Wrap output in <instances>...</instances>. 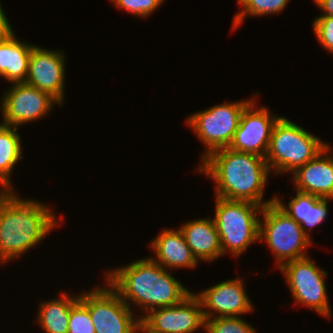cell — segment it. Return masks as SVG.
Listing matches in <instances>:
<instances>
[{
  "instance_id": "cell-23",
  "label": "cell",
  "mask_w": 333,
  "mask_h": 333,
  "mask_svg": "<svg viewBox=\"0 0 333 333\" xmlns=\"http://www.w3.org/2000/svg\"><path fill=\"white\" fill-rule=\"evenodd\" d=\"M239 317L205 319L206 333H256L255 328Z\"/></svg>"
},
{
  "instance_id": "cell-18",
  "label": "cell",
  "mask_w": 333,
  "mask_h": 333,
  "mask_svg": "<svg viewBox=\"0 0 333 333\" xmlns=\"http://www.w3.org/2000/svg\"><path fill=\"white\" fill-rule=\"evenodd\" d=\"M33 44L21 42L11 31L0 41V77L11 83L25 82Z\"/></svg>"
},
{
  "instance_id": "cell-25",
  "label": "cell",
  "mask_w": 333,
  "mask_h": 333,
  "mask_svg": "<svg viewBox=\"0 0 333 333\" xmlns=\"http://www.w3.org/2000/svg\"><path fill=\"white\" fill-rule=\"evenodd\" d=\"M118 8L125 10L132 15L138 17H148L158 7H160L165 0H110Z\"/></svg>"
},
{
  "instance_id": "cell-21",
  "label": "cell",
  "mask_w": 333,
  "mask_h": 333,
  "mask_svg": "<svg viewBox=\"0 0 333 333\" xmlns=\"http://www.w3.org/2000/svg\"><path fill=\"white\" fill-rule=\"evenodd\" d=\"M13 126L0 127V191H13L10 175L14 165L23 157L21 135ZM3 188V189H2Z\"/></svg>"
},
{
  "instance_id": "cell-5",
  "label": "cell",
  "mask_w": 333,
  "mask_h": 333,
  "mask_svg": "<svg viewBox=\"0 0 333 333\" xmlns=\"http://www.w3.org/2000/svg\"><path fill=\"white\" fill-rule=\"evenodd\" d=\"M215 217L212 218L219 234L222 253L228 251L238 257L259 241V217L263 207L244 200L215 197ZM258 214V215H257Z\"/></svg>"
},
{
  "instance_id": "cell-19",
  "label": "cell",
  "mask_w": 333,
  "mask_h": 333,
  "mask_svg": "<svg viewBox=\"0 0 333 333\" xmlns=\"http://www.w3.org/2000/svg\"><path fill=\"white\" fill-rule=\"evenodd\" d=\"M289 201L288 206L284 205L282 199L275 196V202L280 208L299 223L303 232L311 238L308 231L325 221L328 215L329 199L320 198L312 194L296 191V196ZM309 230H308V228ZM307 228V229H306Z\"/></svg>"
},
{
  "instance_id": "cell-14",
  "label": "cell",
  "mask_w": 333,
  "mask_h": 333,
  "mask_svg": "<svg viewBox=\"0 0 333 333\" xmlns=\"http://www.w3.org/2000/svg\"><path fill=\"white\" fill-rule=\"evenodd\" d=\"M246 293L242 279L238 277L222 281L196 295L201 301L204 319H211L213 317H239V315L253 311V302ZM205 308L208 309L205 310Z\"/></svg>"
},
{
  "instance_id": "cell-9",
  "label": "cell",
  "mask_w": 333,
  "mask_h": 333,
  "mask_svg": "<svg viewBox=\"0 0 333 333\" xmlns=\"http://www.w3.org/2000/svg\"><path fill=\"white\" fill-rule=\"evenodd\" d=\"M310 257L291 260L279 269L285 275L295 303L306 305L325 318L331 316L324 278L327 272L319 268Z\"/></svg>"
},
{
  "instance_id": "cell-2",
  "label": "cell",
  "mask_w": 333,
  "mask_h": 333,
  "mask_svg": "<svg viewBox=\"0 0 333 333\" xmlns=\"http://www.w3.org/2000/svg\"><path fill=\"white\" fill-rule=\"evenodd\" d=\"M115 269L105 273L106 283L130 308L134 303L145 312H150L174 306L191 293L172 276V272H168L151 258L138 259Z\"/></svg>"
},
{
  "instance_id": "cell-4",
  "label": "cell",
  "mask_w": 333,
  "mask_h": 333,
  "mask_svg": "<svg viewBox=\"0 0 333 333\" xmlns=\"http://www.w3.org/2000/svg\"><path fill=\"white\" fill-rule=\"evenodd\" d=\"M328 145L282 116L273 128L265 160L273 174H293Z\"/></svg>"
},
{
  "instance_id": "cell-7",
  "label": "cell",
  "mask_w": 333,
  "mask_h": 333,
  "mask_svg": "<svg viewBox=\"0 0 333 333\" xmlns=\"http://www.w3.org/2000/svg\"><path fill=\"white\" fill-rule=\"evenodd\" d=\"M252 100L225 102L196 112L186 119L207 149L201 161L211 152L229 146L238 129L242 112Z\"/></svg>"
},
{
  "instance_id": "cell-3",
  "label": "cell",
  "mask_w": 333,
  "mask_h": 333,
  "mask_svg": "<svg viewBox=\"0 0 333 333\" xmlns=\"http://www.w3.org/2000/svg\"><path fill=\"white\" fill-rule=\"evenodd\" d=\"M52 209L15 191H0V263L18 258L59 226ZM6 261V262H5Z\"/></svg>"
},
{
  "instance_id": "cell-10",
  "label": "cell",
  "mask_w": 333,
  "mask_h": 333,
  "mask_svg": "<svg viewBox=\"0 0 333 333\" xmlns=\"http://www.w3.org/2000/svg\"><path fill=\"white\" fill-rule=\"evenodd\" d=\"M138 318L142 333H194L205 327L201 301L193 292L174 306L153 309Z\"/></svg>"
},
{
  "instance_id": "cell-11",
  "label": "cell",
  "mask_w": 333,
  "mask_h": 333,
  "mask_svg": "<svg viewBox=\"0 0 333 333\" xmlns=\"http://www.w3.org/2000/svg\"><path fill=\"white\" fill-rule=\"evenodd\" d=\"M2 97L1 109L4 126L18 128L25 123L47 116L59 103L48 93L21 82L12 83Z\"/></svg>"
},
{
  "instance_id": "cell-27",
  "label": "cell",
  "mask_w": 333,
  "mask_h": 333,
  "mask_svg": "<svg viewBox=\"0 0 333 333\" xmlns=\"http://www.w3.org/2000/svg\"><path fill=\"white\" fill-rule=\"evenodd\" d=\"M11 31H13V28L5 16V12L3 11L0 4V41L5 38Z\"/></svg>"
},
{
  "instance_id": "cell-1",
  "label": "cell",
  "mask_w": 333,
  "mask_h": 333,
  "mask_svg": "<svg viewBox=\"0 0 333 333\" xmlns=\"http://www.w3.org/2000/svg\"><path fill=\"white\" fill-rule=\"evenodd\" d=\"M200 165L198 172L213 179L216 197L250 201L262 207L275 201V197L263 201L271 172L264 157L227 147L211 152Z\"/></svg>"
},
{
  "instance_id": "cell-17",
  "label": "cell",
  "mask_w": 333,
  "mask_h": 333,
  "mask_svg": "<svg viewBox=\"0 0 333 333\" xmlns=\"http://www.w3.org/2000/svg\"><path fill=\"white\" fill-rule=\"evenodd\" d=\"M179 229L198 262L212 261L223 256L219 234L212 218L188 221Z\"/></svg>"
},
{
  "instance_id": "cell-8",
  "label": "cell",
  "mask_w": 333,
  "mask_h": 333,
  "mask_svg": "<svg viewBox=\"0 0 333 333\" xmlns=\"http://www.w3.org/2000/svg\"><path fill=\"white\" fill-rule=\"evenodd\" d=\"M79 295V300L88 308L95 333H138L140 319L107 283Z\"/></svg>"
},
{
  "instance_id": "cell-6",
  "label": "cell",
  "mask_w": 333,
  "mask_h": 333,
  "mask_svg": "<svg viewBox=\"0 0 333 333\" xmlns=\"http://www.w3.org/2000/svg\"><path fill=\"white\" fill-rule=\"evenodd\" d=\"M259 220V241L273 251L278 268L291 260L308 257L305 250L312 244L299 223L274 201L263 207Z\"/></svg>"
},
{
  "instance_id": "cell-28",
  "label": "cell",
  "mask_w": 333,
  "mask_h": 333,
  "mask_svg": "<svg viewBox=\"0 0 333 333\" xmlns=\"http://www.w3.org/2000/svg\"><path fill=\"white\" fill-rule=\"evenodd\" d=\"M324 14L320 16H333V0H314Z\"/></svg>"
},
{
  "instance_id": "cell-12",
  "label": "cell",
  "mask_w": 333,
  "mask_h": 333,
  "mask_svg": "<svg viewBox=\"0 0 333 333\" xmlns=\"http://www.w3.org/2000/svg\"><path fill=\"white\" fill-rule=\"evenodd\" d=\"M255 102L253 99L244 108L228 148L265 158L273 128L282 116L270 115L266 107L256 109Z\"/></svg>"
},
{
  "instance_id": "cell-20",
  "label": "cell",
  "mask_w": 333,
  "mask_h": 333,
  "mask_svg": "<svg viewBox=\"0 0 333 333\" xmlns=\"http://www.w3.org/2000/svg\"><path fill=\"white\" fill-rule=\"evenodd\" d=\"M61 298L41 301L37 320L46 333H68L71 307L79 300V295L71 297L65 292Z\"/></svg>"
},
{
  "instance_id": "cell-16",
  "label": "cell",
  "mask_w": 333,
  "mask_h": 333,
  "mask_svg": "<svg viewBox=\"0 0 333 333\" xmlns=\"http://www.w3.org/2000/svg\"><path fill=\"white\" fill-rule=\"evenodd\" d=\"M149 246L156 254L150 258L165 269H193L198 264L180 229H164Z\"/></svg>"
},
{
  "instance_id": "cell-26",
  "label": "cell",
  "mask_w": 333,
  "mask_h": 333,
  "mask_svg": "<svg viewBox=\"0 0 333 333\" xmlns=\"http://www.w3.org/2000/svg\"><path fill=\"white\" fill-rule=\"evenodd\" d=\"M318 42L333 54V16H319L312 23Z\"/></svg>"
},
{
  "instance_id": "cell-22",
  "label": "cell",
  "mask_w": 333,
  "mask_h": 333,
  "mask_svg": "<svg viewBox=\"0 0 333 333\" xmlns=\"http://www.w3.org/2000/svg\"><path fill=\"white\" fill-rule=\"evenodd\" d=\"M289 0H237L242 9L233 19L232 29H236L243 23L244 18L248 15L262 17L264 15L281 12Z\"/></svg>"
},
{
  "instance_id": "cell-15",
  "label": "cell",
  "mask_w": 333,
  "mask_h": 333,
  "mask_svg": "<svg viewBox=\"0 0 333 333\" xmlns=\"http://www.w3.org/2000/svg\"><path fill=\"white\" fill-rule=\"evenodd\" d=\"M327 146L314 159L293 173L295 190L314 196L333 199V155ZM325 155V156H324Z\"/></svg>"
},
{
  "instance_id": "cell-13",
  "label": "cell",
  "mask_w": 333,
  "mask_h": 333,
  "mask_svg": "<svg viewBox=\"0 0 333 333\" xmlns=\"http://www.w3.org/2000/svg\"><path fill=\"white\" fill-rule=\"evenodd\" d=\"M59 50L44 49L34 44L29 58L25 83L48 93L61 106L64 103L65 56Z\"/></svg>"
},
{
  "instance_id": "cell-24",
  "label": "cell",
  "mask_w": 333,
  "mask_h": 333,
  "mask_svg": "<svg viewBox=\"0 0 333 333\" xmlns=\"http://www.w3.org/2000/svg\"><path fill=\"white\" fill-rule=\"evenodd\" d=\"M68 333H95L88 308L78 300L70 310Z\"/></svg>"
}]
</instances>
